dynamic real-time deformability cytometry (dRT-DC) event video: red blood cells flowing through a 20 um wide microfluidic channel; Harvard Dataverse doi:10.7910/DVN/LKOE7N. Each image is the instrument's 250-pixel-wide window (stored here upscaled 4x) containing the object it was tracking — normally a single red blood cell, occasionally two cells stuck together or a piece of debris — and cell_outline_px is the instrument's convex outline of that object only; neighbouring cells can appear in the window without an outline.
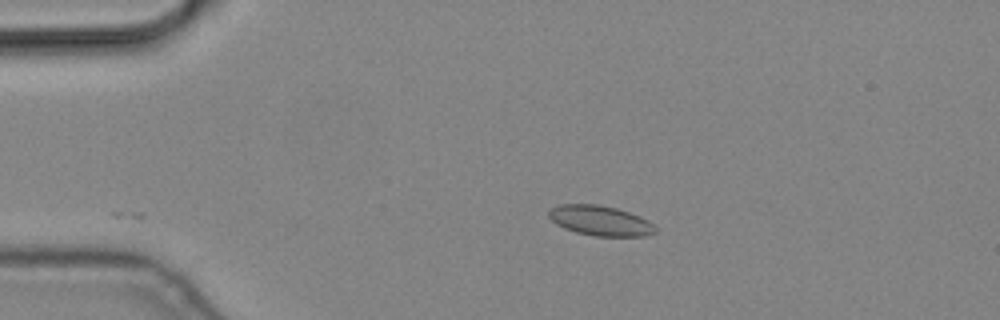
{"species": "common noctule bat (a hibernating species)", "species_latin": "Nyctalus noctula", "temperature_condition": "cold", "stored_images_in_passage": 2, "camera_frame_rate_fps": 3000, "um_per_image_px": 0.085, "animal": {"sex": "male", "body_mass_g": 19.2, "forearm_length_mm": 51.8}, "frame": {"image": 1, "passage_image": 2, "time_ms": 0.333, "image_size_px": [1000, 320], "cell_outline_px": [[656, 232], [648, 236], [596, 236], [576, 232], [564, 228], [556, 224], [548, 216], [548, 212], [552, 208], [560, 204], [596, 204], [616, 208], [640, 216], [648, 220], [656, 228]], "centroid_in_image_um": [51.03, 18.76], "position_along_channel_um": 34.0, "area_um2": 18.61}}